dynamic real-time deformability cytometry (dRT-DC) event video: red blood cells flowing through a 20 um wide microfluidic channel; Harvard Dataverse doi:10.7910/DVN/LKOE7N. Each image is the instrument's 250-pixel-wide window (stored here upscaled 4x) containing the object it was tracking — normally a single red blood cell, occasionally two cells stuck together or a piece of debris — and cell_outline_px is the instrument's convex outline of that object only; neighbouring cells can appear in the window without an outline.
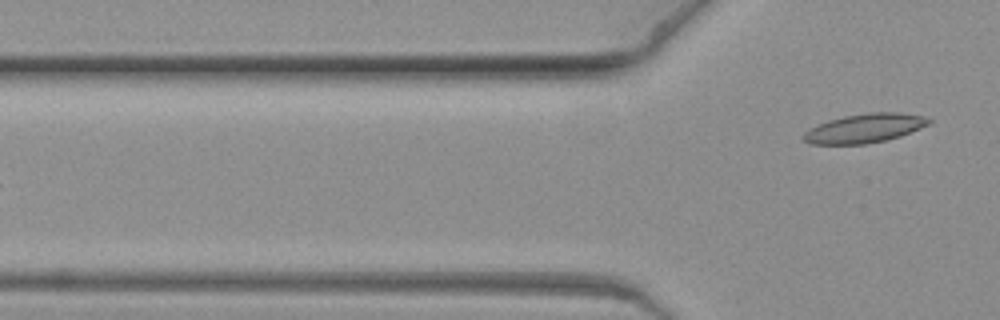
{"species": "common noctule bat (a hibernating species)", "species_latin": "Nyctalus noctula", "temperature_condition": "warm", "stored_images_in_passage": 9, "camera_frame_rate_fps": 3000, "um_per_image_px": 0.085, "animal": {"sex": "female", "body_mass_g": 19.3, "forearm_length_mm": 54.1}, "frame": {"image": 1, "passage_image": 9, "time_ms": 2.667, "image_size_px": [1000, 320], "cell_outline_px": [[932, 124], [900, 136], [884, 140], [864, 144], [808, 144], [800, 136], [808, 128], [828, 120], [844, 116], [868, 112], [900, 112], [924, 116], [932, 120]], "centroid_in_image_um": [73.48, 10.89], "position_along_channel_um": 52.3, "area_um2": 21.44}}